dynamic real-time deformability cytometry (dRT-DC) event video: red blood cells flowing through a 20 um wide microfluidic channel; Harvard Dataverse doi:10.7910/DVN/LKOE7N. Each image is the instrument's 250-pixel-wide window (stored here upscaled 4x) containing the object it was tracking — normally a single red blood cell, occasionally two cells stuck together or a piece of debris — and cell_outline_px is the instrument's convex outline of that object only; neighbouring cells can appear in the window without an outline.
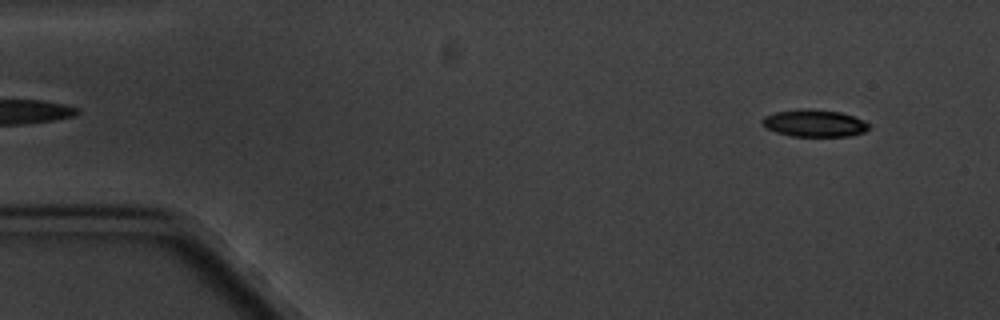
{"species": "common noctule bat (a hibernating species)", "species_latin": "Nyctalus noctula", "temperature_condition": "cold", "stored_images_in_passage": 11, "camera_frame_rate_fps": 3000, "um_per_image_px": 0.085, "animal": {"sex": "male", "body_mass_g": 20.1, "forearm_length_mm": 53.5}, "frame": {"image": 1, "passage_image": 1, "time_ms": 0.0, "image_size_px": [1000, 320], "cell_outline_px": [[872, 124], [864, 132], [852, 136], [792, 136], [776, 132], [768, 128], [760, 120], [764, 116], [776, 112], [808, 108], [840, 112], [864, 120]], "centroid_in_image_um": [69.26, 10.47], "position_along_channel_um": 15.7, "area_um2": 16.82}}
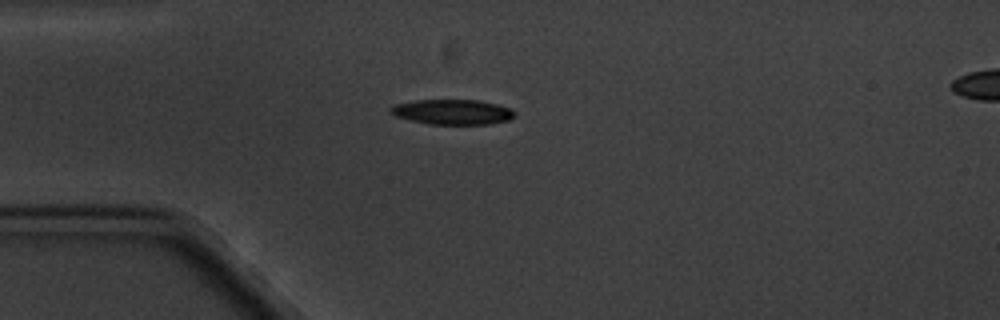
{"frame": {"image": 2, "passage_image": 4, "time_ms": 3.333, "image_size_px": [1000, 320], "cell_outline_px": [[516, 116], [508, 120], [488, 124], [428, 124], [396, 116], [388, 112], [388, 108], [396, 104], [416, 100], [480, 100], [512, 108], [516, 112]], "centroid_in_image_um": [38.48, 9.51], "position_along_channel_um": 46.5, "area_um2": 18.21}}
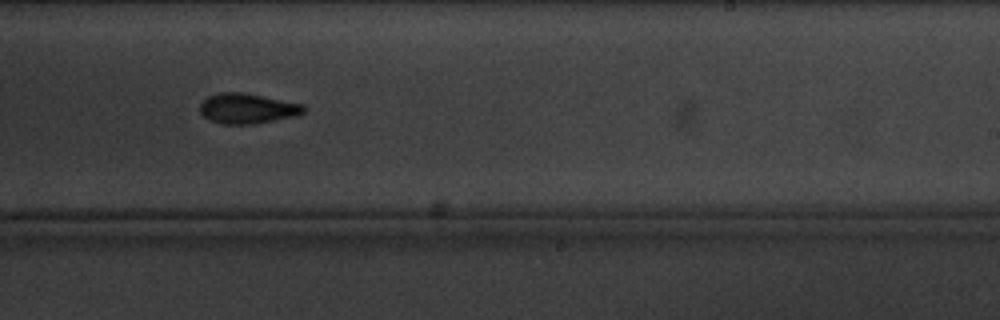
{"frame": {"image": 3, "passage_image": 10, "time_ms": 10.333, "image_size_px": [1000, 320], "cell_outline_px": [[304, 112], [296, 116], [252, 124], [224, 124], [208, 120], [200, 112], [200, 104], [208, 96], [220, 92], [244, 92], [304, 104]], "centroid_in_image_um": [21.01, 9.21], "position_along_channel_um": 268.0, "area_um2": 18.26}}